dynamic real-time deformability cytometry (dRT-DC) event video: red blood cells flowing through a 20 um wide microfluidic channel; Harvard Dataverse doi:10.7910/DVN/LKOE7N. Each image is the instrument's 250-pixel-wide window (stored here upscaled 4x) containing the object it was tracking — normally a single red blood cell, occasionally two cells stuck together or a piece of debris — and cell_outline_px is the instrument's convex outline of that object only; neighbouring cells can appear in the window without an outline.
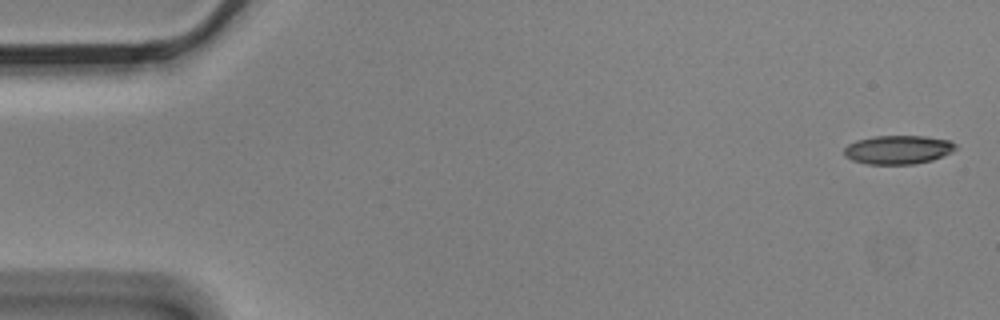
{"species": "Egyptian fruit bat (a non-hibernating species)", "species_latin": "Rousettus aegyptiacus", "temperature_condition": "cold", "stored_images_in_passage": 5, "camera_frame_rate_fps": 3000, "um_per_image_px": 0.085, "animal": {"sex": "male"}, "frame": {"image": 1, "passage_image": 1, "time_ms": 0.0, "image_size_px": [1000, 320], "cell_outline_px": [[956, 148], [952, 152], [932, 160], [916, 164], [868, 164], [852, 160], [844, 156], [844, 148], [848, 144], [856, 140], [876, 136], [924, 136], [948, 140], [956, 144]], "centroid_in_image_um": [76.32, 12.73], "position_along_channel_um": 8.7, "area_um2": 18.67}}
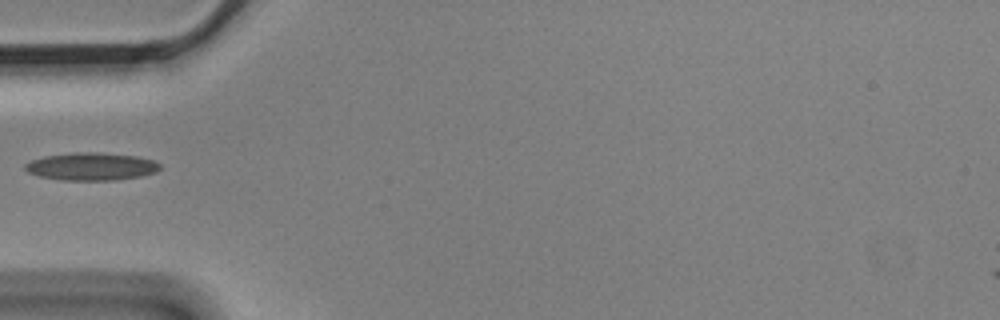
{"frame": {"image": 2, "passage_image": 5, "time_ms": 1.333, "image_size_px": [1000, 320], "cell_outline_px": [[160, 168], [156, 172], [140, 176], [116, 180], [64, 180], [40, 176], [28, 172], [24, 168], [24, 164], [32, 160], [44, 156], [76, 152], [100, 152], [136, 156], [152, 160], [160, 164]], "centroid_in_image_um": [7.76, 14.14], "position_along_channel_um": 77.2, "area_um2": 21.68}}